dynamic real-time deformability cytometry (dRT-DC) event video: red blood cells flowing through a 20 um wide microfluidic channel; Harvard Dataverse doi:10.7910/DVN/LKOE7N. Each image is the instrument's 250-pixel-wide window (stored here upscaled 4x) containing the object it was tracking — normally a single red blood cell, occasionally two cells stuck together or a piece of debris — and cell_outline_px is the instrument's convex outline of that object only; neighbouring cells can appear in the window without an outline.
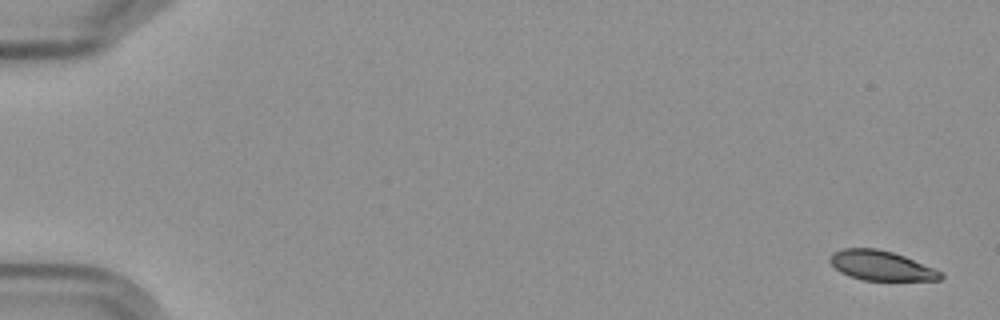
{"species": "Egyptian fruit bat (a non-hibernating species)", "species_latin": "Rousettus aegyptiacus", "temperature_condition": "cold", "stored_images_in_passage": 7, "camera_frame_rate_fps": 3000, "um_per_image_px": 0.085, "frame": {"image": 1, "passage_image": 1, "time_ms": 0.0, "image_size_px": [1000, 320], "cell_outline_px": [[944, 276], [940, 280], [864, 280], [840, 272], [828, 260], [828, 256], [832, 252], [844, 248], [876, 248], [892, 252], [904, 256], [932, 268], [940, 272]], "centroid_in_image_um": [74.85, 22.56], "position_along_channel_um": 10.2, "area_um2": 18.9}}
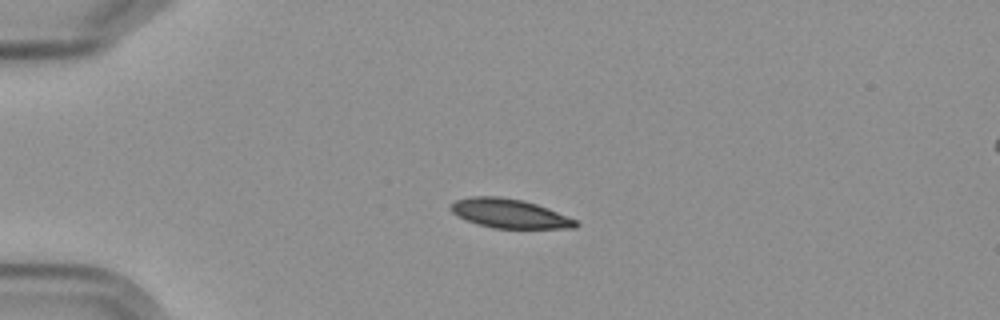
{"frame": {"image": 2, "passage_image": 5, "time_ms": 4.333, "image_size_px": [1000, 320], "cell_outline_px": [[580, 224], [576, 228], [492, 228], [476, 224], [452, 212], [448, 208], [456, 200], [472, 196], [496, 196], [524, 200], [548, 208], [576, 220]], "centroid_in_image_um": [43.32, 18.15], "position_along_channel_um": 41.7, "area_um2": 21.1}}
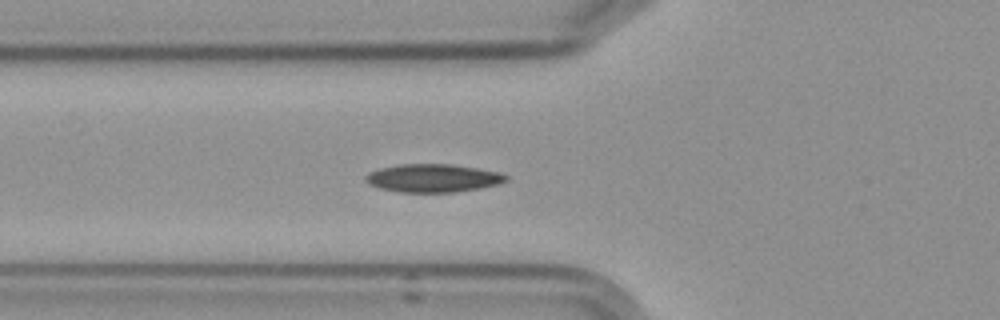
{"frame": {"image": 3, "passage_image": 7, "time_ms": 6.667, "image_size_px": [1000, 320], "cell_outline_px": [[508, 180], [500, 184], [480, 188], [456, 192], [400, 192], [380, 188], [368, 184], [364, 180], [364, 176], [368, 172], [380, 168], [400, 164], [452, 164], [500, 172], [508, 176]], "centroid_in_image_um": [36.8, 15.14], "position_along_channel_um": 89.0, "area_um2": 23.18}}